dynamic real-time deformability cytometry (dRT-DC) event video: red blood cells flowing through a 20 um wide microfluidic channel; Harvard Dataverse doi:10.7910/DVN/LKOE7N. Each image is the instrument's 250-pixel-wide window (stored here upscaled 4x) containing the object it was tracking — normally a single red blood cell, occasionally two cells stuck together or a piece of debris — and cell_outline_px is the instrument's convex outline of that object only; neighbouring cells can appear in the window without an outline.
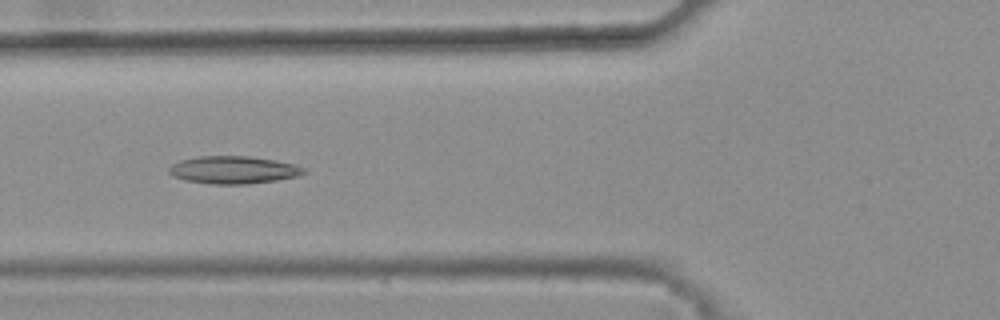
{"species": "common noctule bat (a hibernating species)", "species_latin": "Nyctalus noctula", "temperature_condition": "warm", "stored_images_in_passage": 45, "camera_frame_rate_fps": 3000, "um_per_image_px": 0.085, "animal": {"sex": "female", "body_mass_g": 25.1}, "frame": {"image": 1, "passage_image": 20, "time_ms": 6.333, "image_size_px": [1000, 320], "cell_outline_px": [[308, 172], [300, 176], [276, 180], [248, 184], [212, 184], [184, 180], [172, 176], [168, 172], [168, 168], [172, 164], [180, 160], [200, 156], [248, 156], [276, 160], [296, 164], [304, 168]], "centroid_in_image_um": [19.86, 14.44], "position_along_channel_um": 105.9, "area_um2": 21.91}}
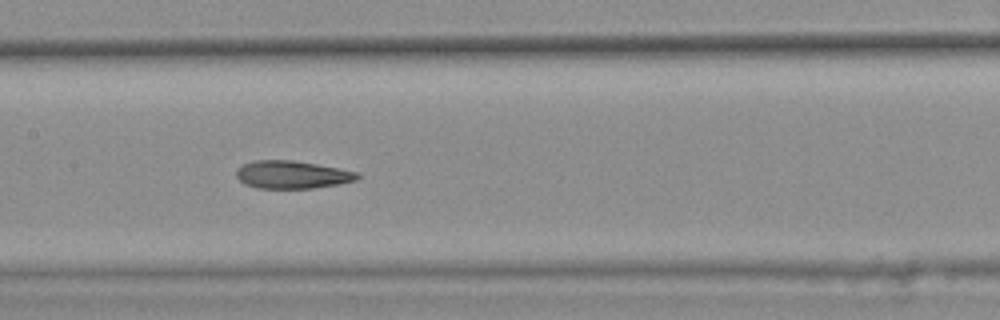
{"frame": {"image": 2, "passage_image": 26, "time_ms": 8.333, "image_size_px": [1000, 320], "cell_outline_px": [[360, 176], [356, 180], [340, 184], [312, 188], [256, 188], [244, 184], [236, 176], [236, 172], [244, 164], [256, 160], [292, 160], [316, 164], [360, 172]], "centroid_in_image_um": [24.86, 14.85], "position_along_channel_um": 182.5, "area_um2": 19.54}}
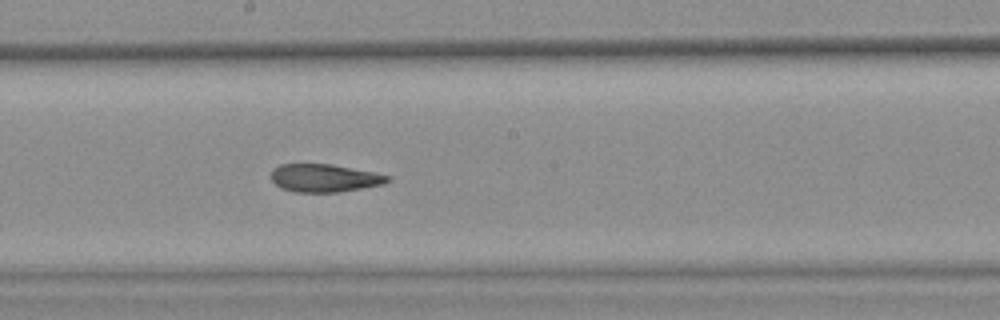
{"frame": {"image": 3, "passage_image": 29, "time_ms": 9.333, "image_size_px": [1000, 320], "cell_outline_px": [[392, 180], [384, 184], [340, 192], [292, 192], [280, 188], [272, 180], [272, 168], [280, 164], [332, 164], [392, 176]], "centroid_in_image_um": [27.58, 15.14], "position_along_channel_um": 220.6, "area_um2": 19.07}, "authors_computed_cell_mechanics": {"area_um2": 20.4034, "velocity_mm_per_s": 3.8284, "shape_relaxation_time_tau1_ms": null, "shape_relaxation_time_tau2_ms": 2.9842, "deformation_change_tau1": null, "deformation_change_tau2": 0.1243}}